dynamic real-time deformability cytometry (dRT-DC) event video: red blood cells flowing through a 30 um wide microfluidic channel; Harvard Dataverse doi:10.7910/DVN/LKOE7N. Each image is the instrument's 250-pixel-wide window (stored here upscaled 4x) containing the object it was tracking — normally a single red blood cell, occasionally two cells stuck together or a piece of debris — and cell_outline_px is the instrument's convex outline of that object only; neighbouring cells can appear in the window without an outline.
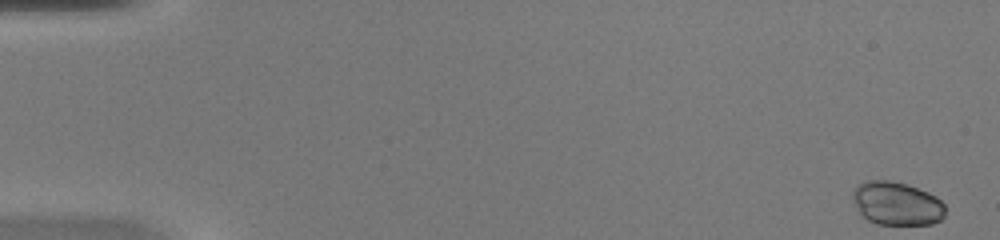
{"species": "common noctule bat (a hibernating species)", "species_latin": "Nyctalus noctula", "temperature_condition": "warm", "stored_images_in_passage": 50, "camera_frame_rate_fps": 3000, "um_per_image_px": 0.085, "animal": {"sex": "female", "body_mass_g": 20.0, "forearm_length_mm": 54.0}, "frame": {"image": 1, "passage_image": 1, "time_ms": 0.0, "image_size_px": [1000, 240], "cell_outline_px": [[944, 216], [940, 220], [932, 224], [876, 224], [860, 216], [852, 196], [852, 192], [864, 180], [888, 180], [904, 184], [928, 192], [936, 196], [944, 204]], "centroid_in_image_um": [76.2, 17.31], "position_along_channel_um": 8.8, "area_um2": 23.35}}
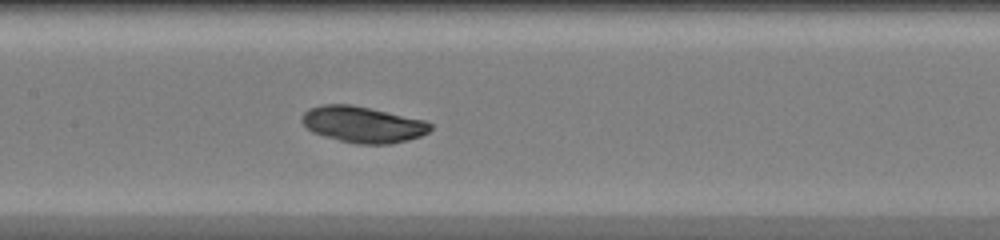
{"frame": {"image": 2, "passage_image": 25, "time_ms": 8.0, "image_size_px": [1000, 240], "cell_outline_px": [[432, 128], [428, 132], [420, 136], [408, 140], [392, 144], [356, 144], [324, 136], [312, 132], [300, 120], [304, 112], [308, 108], [320, 104], [352, 104], [424, 120], [432, 124]], "centroid_in_image_um": [30.82, 10.57], "position_along_channel_um": 176.6, "area_um2": 27.17}}
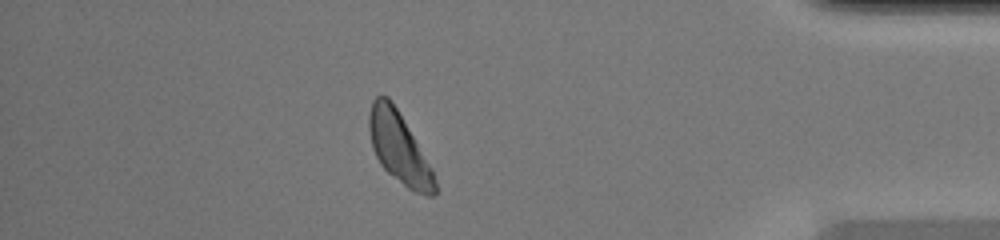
{"frame": {"image": 3, "passage_image": 44, "time_ms": 14.333, "image_size_px": [1000, 240], "cell_outline_px": [[436, 192], [432, 196], [424, 196], [412, 192], [388, 172], [380, 164], [372, 148], [368, 128], [368, 116], [372, 100], [376, 96], [388, 96], [396, 108], [432, 168], [436, 184]], "centroid_in_image_um": [33.9, 12.6], "position_along_channel_um": 401.3, "area_um2": 26.88}}